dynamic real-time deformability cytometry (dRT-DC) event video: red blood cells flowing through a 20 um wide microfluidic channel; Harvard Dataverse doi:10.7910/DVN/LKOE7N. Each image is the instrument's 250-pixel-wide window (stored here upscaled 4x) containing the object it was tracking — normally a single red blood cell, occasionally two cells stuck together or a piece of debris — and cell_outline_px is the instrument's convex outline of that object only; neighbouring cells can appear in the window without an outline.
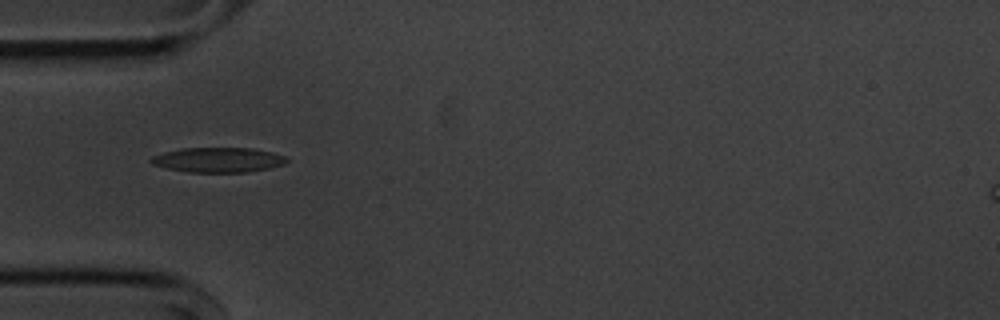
{"species": "common noctule bat (a hibernating species)", "species_latin": "Nyctalus noctula", "temperature_condition": "cold", "stored_images_in_passage": 39, "camera_frame_rate_fps": 3000, "um_per_image_px": 0.085, "animal": {"sex": "male", "body_mass_g": 20.1, "forearm_length_mm": 53.5}, "frame": {"image": 1, "passage_image": 1, "time_ms": 0.0, "image_size_px": [1000, 320], "cell_outline_px": [[288, 160], [284, 164], [268, 168], [244, 172], [188, 172], [168, 168], [152, 164], [148, 160], [152, 156], [164, 152], [180, 148], [252, 148], [272, 152], [284, 156]], "centroid_in_image_um": [18.51, 13.58], "position_along_channel_um": 66.5, "area_um2": 19.54}}
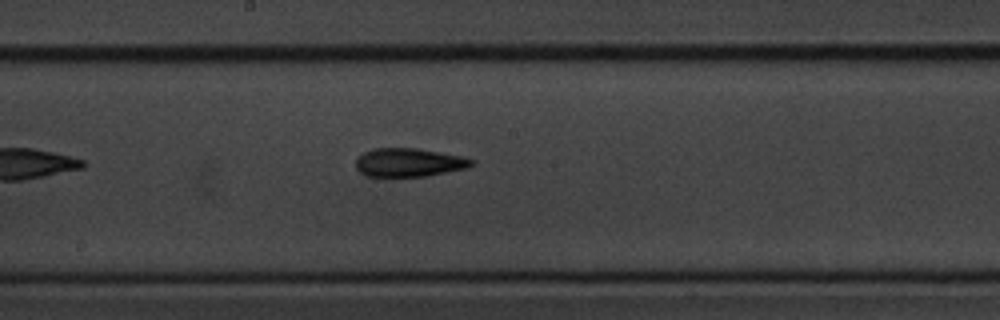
{"frame": {"image": 2, "passage_image": 13, "time_ms": 4.0, "image_size_px": [1000, 320], "cell_outline_px": [[476, 164], [468, 168], [428, 176], [368, 176], [360, 172], [356, 168], [356, 160], [364, 152], [372, 148], [420, 148], [464, 156], [476, 160]], "centroid_in_image_um": [34.84, 13.8], "position_along_channel_um": 213.4, "area_um2": 19.54}}
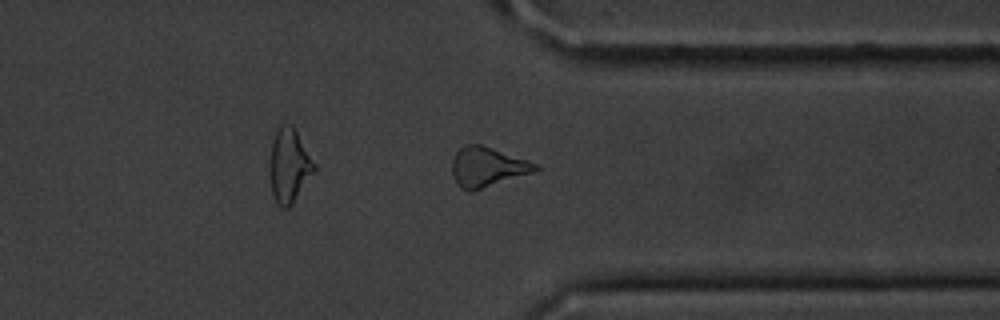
{"frame": {"image": 3, "passage_image": 26, "time_ms": 8.333, "image_size_px": [1000, 320], "cell_outline_px": [[540, 168], [536, 172], [472, 192], [468, 192], [460, 188], [456, 184], [452, 176], [452, 160], [456, 152], [464, 144], [480, 144], [528, 160], [536, 164]], "centroid_in_image_um": [41.41, 14.22], "position_along_channel_um": 370.0, "area_um2": 19.59}, "authors_computed_cell_mechanics": {"area_um2": 19.4208, "velocity_mm_per_s": 3.6628, "shape_relaxation_time_tau1_ms": 3.2416, "shape_relaxation_time_tau2_ms": 6.2209, "deformation_change_tau1": 0.1085, "deformation_change_tau2": 0.1667}}